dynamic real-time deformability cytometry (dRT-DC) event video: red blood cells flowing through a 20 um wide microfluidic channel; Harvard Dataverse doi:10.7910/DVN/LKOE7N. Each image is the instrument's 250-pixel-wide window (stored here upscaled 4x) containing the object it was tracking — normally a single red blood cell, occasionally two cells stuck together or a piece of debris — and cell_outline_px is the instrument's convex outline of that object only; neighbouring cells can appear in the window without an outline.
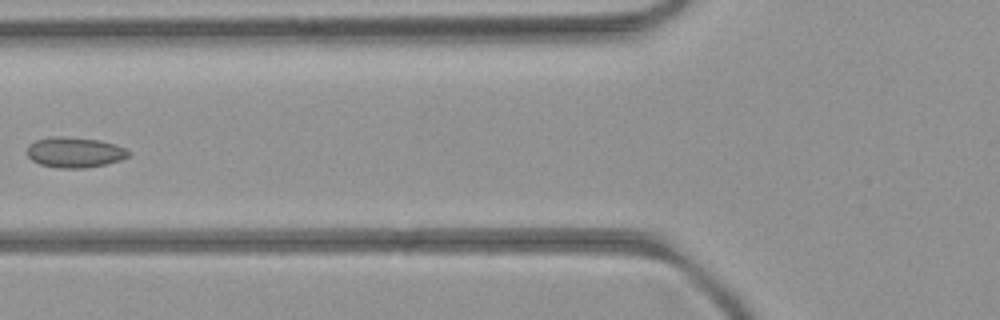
{"species": "common noctule bat (a hibernating species)", "species_latin": "Nyctalus noctula", "temperature_condition": "room temperature", "stored_images_in_passage": 6, "camera_frame_rate_fps": 3000, "um_per_image_px": 0.085, "animal": {"sex": "female", "body_mass_g": 21.9}, "frame": {"image": 1, "passage_image": 5, "time_ms": 5.667, "image_size_px": [1000, 320], "cell_outline_px": [[132, 152], [128, 156], [120, 160], [108, 164], [84, 168], [56, 168], [40, 164], [32, 160], [28, 156], [28, 144], [36, 140], [56, 136], [100, 140], [116, 144]], "centroid_in_image_um": [6.37, 12.96], "position_along_channel_um": 119.4, "area_um2": 17.98}}
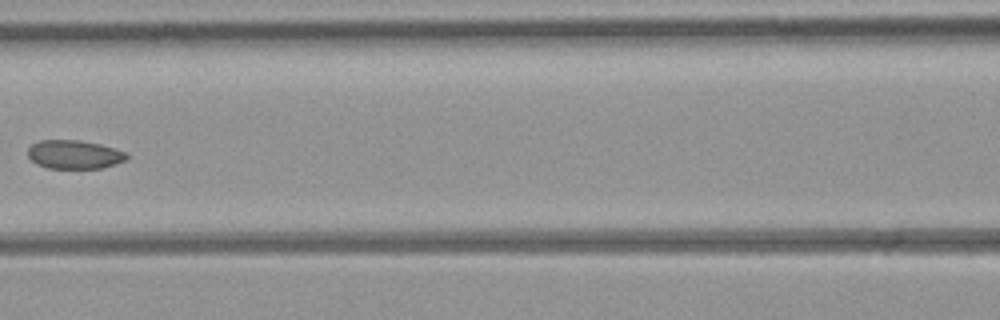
{"frame": {"image": 2, "passage_image": 6, "time_ms": 6.667, "image_size_px": [1000, 320], "cell_outline_px": [[128, 160], [116, 164], [100, 168], [48, 168], [36, 164], [28, 156], [28, 148], [32, 144], [40, 140], [80, 140], [100, 144], [124, 152], [128, 156]], "centroid_in_image_um": [6.3, 13.13], "position_along_channel_um": 160.3, "area_um2": 16.47}}